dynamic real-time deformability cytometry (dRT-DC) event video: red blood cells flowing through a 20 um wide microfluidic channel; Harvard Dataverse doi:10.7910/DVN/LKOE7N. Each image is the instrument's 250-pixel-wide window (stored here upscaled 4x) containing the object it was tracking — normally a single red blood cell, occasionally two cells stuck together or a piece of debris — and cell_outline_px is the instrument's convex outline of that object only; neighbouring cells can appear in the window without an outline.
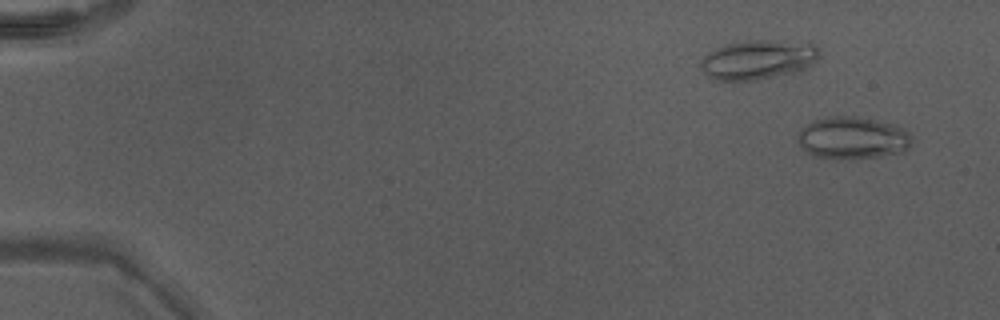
{"species": "Egyptian fruit bat (a non-hibernating species)", "species_latin": "Rousettus aegyptiacus", "temperature_condition": "warm", "stored_images_in_passage": 4, "camera_frame_rate_fps": 3000, "um_per_image_px": 0.085, "animal": {"sex": "male"}, "frame": {"image": 1, "passage_image": 3, "time_ms": 0.667, "image_size_px": [1000, 320], "cell_outline_px": [[912, 144], [904, 152], [880, 156], [852, 160], [836, 160], [816, 156], [808, 152], [800, 144], [796, 136], [812, 120], [828, 116], [856, 116], [892, 124], [904, 128], [908, 132], [912, 140]], "centroid_in_image_um": [72.49, 11.74], "position_along_channel_um": 12.5, "area_um2": 28.32}}